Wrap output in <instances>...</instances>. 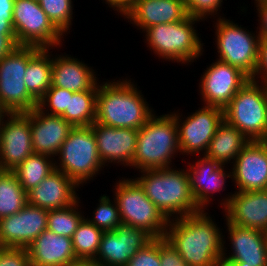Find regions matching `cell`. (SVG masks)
Listing matches in <instances>:
<instances>
[{
    "mask_svg": "<svg viewBox=\"0 0 267 266\" xmlns=\"http://www.w3.org/2000/svg\"><path fill=\"white\" fill-rule=\"evenodd\" d=\"M207 215L201 210L168 221L165 238L188 266H216L222 259L224 236Z\"/></svg>",
    "mask_w": 267,
    "mask_h": 266,
    "instance_id": "1",
    "label": "cell"
},
{
    "mask_svg": "<svg viewBox=\"0 0 267 266\" xmlns=\"http://www.w3.org/2000/svg\"><path fill=\"white\" fill-rule=\"evenodd\" d=\"M130 81L98 83L95 122L120 129L144 126L153 111Z\"/></svg>",
    "mask_w": 267,
    "mask_h": 266,
    "instance_id": "2",
    "label": "cell"
},
{
    "mask_svg": "<svg viewBox=\"0 0 267 266\" xmlns=\"http://www.w3.org/2000/svg\"><path fill=\"white\" fill-rule=\"evenodd\" d=\"M135 180L144 189L147 198L168 219L200 212L192 195L187 170L169 168L141 171ZM179 214V216H178Z\"/></svg>",
    "mask_w": 267,
    "mask_h": 266,
    "instance_id": "3",
    "label": "cell"
},
{
    "mask_svg": "<svg viewBox=\"0 0 267 266\" xmlns=\"http://www.w3.org/2000/svg\"><path fill=\"white\" fill-rule=\"evenodd\" d=\"M178 151V128L173 113L158 117L153 114L138 130L132 167L139 171L169 168Z\"/></svg>",
    "mask_w": 267,
    "mask_h": 266,
    "instance_id": "4",
    "label": "cell"
},
{
    "mask_svg": "<svg viewBox=\"0 0 267 266\" xmlns=\"http://www.w3.org/2000/svg\"><path fill=\"white\" fill-rule=\"evenodd\" d=\"M250 79L223 109L224 120L249 141H267V86Z\"/></svg>",
    "mask_w": 267,
    "mask_h": 266,
    "instance_id": "5",
    "label": "cell"
},
{
    "mask_svg": "<svg viewBox=\"0 0 267 266\" xmlns=\"http://www.w3.org/2000/svg\"><path fill=\"white\" fill-rule=\"evenodd\" d=\"M197 21L200 19L187 16L179 22L153 25L144 30L146 42L163 59L184 64L193 62L203 52V43L193 26Z\"/></svg>",
    "mask_w": 267,
    "mask_h": 266,
    "instance_id": "6",
    "label": "cell"
},
{
    "mask_svg": "<svg viewBox=\"0 0 267 266\" xmlns=\"http://www.w3.org/2000/svg\"><path fill=\"white\" fill-rule=\"evenodd\" d=\"M36 46H17L0 59V108L4 113H26L38 106L24 80L28 61L40 50Z\"/></svg>",
    "mask_w": 267,
    "mask_h": 266,
    "instance_id": "7",
    "label": "cell"
},
{
    "mask_svg": "<svg viewBox=\"0 0 267 266\" xmlns=\"http://www.w3.org/2000/svg\"><path fill=\"white\" fill-rule=\"evenodd\" d=\"M55 169L63 172L78 185L89 181L99 173L103 163L99 157L97 142L91 126L74 127L57 154Z\"/></svg>",
    "mask_w": 267,
    "mask_h": 266,
    "instance_id": "8",
    "label": "cell"
},
{
    "mask_svg": "<svg viewBox=\"0 0 267 266\" xmlns=\"http://www.w3.org/2000/svg\"><path fill=\"white\" fill-rule=\"evenodd\" d=\"M131 179H119L114 189L121 221L146 230L154 238L165 237L169 220L147 198L139 183Z\"/></svg>",
    "mask_w": 267,
    "mask_h": 266,
    "instance_id": "9",
    "label": "cell"
},
{
    "mask_svg": "<svg viewBox=\"0 0 267 266\" xmlns=\"http://www.w3.org/2000/svg\"><path fill=\"white\" fill-rule=\"evenodd\" d=\"M216 21L218 60L237 67L252 79L258 67L260 37L225 18Z\"/></svg>",
    "mask_w": 267,
    "mask_h": 266,
    "instance_id": "10",
    "label": "cell"
},
{
    "mask_svg": "<svg viewBox=\"0 0 267 266\" xmlns=\"http://www.w3.org/2000/svg\"><path fill=\"white\" fill-rule=\"evenodd\" d=\"M13 29L18 46H60L63 34L54 26L38 1L15 0Z\"/></svg>",
    "mask_w": 267,
    "mask_h": 266,
    "instance_id": "11",
    "label": "cell"
},
{
    "mask_svg": "<svg viewBox=\"0 0 267 266\" xmlns=\"http://www.w3.org/2000/svg\"><path fill=\"white\" fill-rule=\"evenodd\" d=\"M153 239L146 230L121 222L114 231L103 232L93 261L101 266H126L130 258Z\"/></svg>",
    "mask_w": 267,
    "mask_h": 266,
    "instance_id": "12",
    "label": "cell"
},
{
    "mask_svg": "<svg viewBox=\"0 0 267 266\" xmlns=\"http://www.w3.org/2000/svg\"><path fill=\"white\" fill-rule=\"evenodd\" d=\"M179 114V115H178ZM174 113L178 128V144L180 153L205 154L218 126L224 120V111L218 107L204 106L185 118L181 124L180 113Z\"/></svg>",
    "mask_w": 267,
    "mask_h": 266,
    "instance_id": "13",
    "label": "cell"
},
{
    "mask_svg": "<svg viewBox=\"0 0 267 266\" xmlns=\"http://www.w3.org/2000/svg\"><path fill=\"white\" fill-rule=\"evenodd\" d=\"M5 115L7 120H4ZM33 153L29 112L4 113L0 119V166L2 170L13 171Z\"/></svg>",
    "mask_w": 267,
    "mask_h": 266,
    "instance_id": "14",
    "label": "cell"
},
{
    "mask_svg": "<svg viewBox=\"0 0 267 266\" xmlns=\"http://www.w3.org/2000/svg\"><path fill=\"white\" fill-rule=\"evenodd\" d=\"M200 94L205 106L224 109L250 78L237 67L217 60L203 73Z\"/></svg>",
    "mask_w": 267,
    "mask_h": 266,
    "instance_id": "15",
    "label": "cell"
},
{
    "mask_svg": "<svg viewBox=\"0 0 267 266\" xmlns=\"http://www.w3.org/2000/svg\"><path fill=\"white\" fill-rule=\"evenodd\" d=\"M48 212L27 203L19 212L0 218V247L27 248L47 229Z\"/></svg>",
    "mask_w": 267,
    "mask_h": 266,
    "instance_id": "16",
    "label": "cell"
},
{
    "mask_svg": "<svg viewBox=\"0 0 267 266\" xmlns=\"http://www.w3.org/2000/svg\"><path fill=\"white\" fill-rule=\"evenodd\" d=\"M222 200L221 206L225 208L226 221L250 229L267 231V189L236 191Z\"/></svg>",
    "mask_w": 267,
    "mask_h": 266,
    "instance_id": "17",
    "label": "cell"
},
{
    "mask_svg": "<svg viewBox=\"0 0 267 266\" xmlns=\"http://www.w3.org/2000/svg\"><path fill=\"white\" fill-rule=\"evenodd\" d=\"M232 162V180L239 191L267 189V141H250Z\"/></svg>",
    "mask_w": 267,
    "mask_h": 266,
    "instance_id": "18",
    "label": "cell"
},
{
    "mask_svg": "<svg viewBox=\"0 0 267 266\" xmlns=\"http://www.w3.org/2000/svg\"><path fill=\"white\" fill-rule=\"evenodd\" d=\"M226 222L233 252L226 256L223 249L222 259L234 266H267L265 232Z\"/></svg>",
    "mask_w": 267,
    "mask_h": 266,
    "instance_id": "19",
    "label": "cell"
},
{
    "mask_svg": "<svg viewBox=\"0 0 267 266\" xmlns=\"http://www.w3.org/2000/svg\"><path fill=\"white\" fill-rule=\"evenodd\" d=\"M91 127L96 138L98 154L104 166L107 162L132 166L137 145V129H120L97 122H94Z\"/></svg>",
    "mask_w": 267,
    "mask_h": 266,
    "instance_id": "20",
    "label": "cell"
},
{
    "mask_svg": "<svg viewBox=\"0 0 267 266\" xmlns=\"http://www.w3.org/2000/svg\"><path fill=\"white\" fill-rule=\"evenodd\" d=\"M34 153L57 156L61 145L74 128L61 116L44 113L38 107L29 111Z\"/></svg>",
    "mask_w": 267,
    "mask_h": 266,
    "instance_id": "21",
    "label": "cell"
},
{
    "mask_svg": "<svg viewBox=\"0 0 267 266\" xmlns=\"http://www.w3.org/2000/svg\"><path fill=\"white\" fill-rule=\"evenodd\" d=\"M79 185L63 172L54 170L36 187L27 192V203L46 210L69 207L78 201Z\"/></svg>",
    "mask_w": 267,
    "mask_h": 266,
    "instance_id": "22",
    "label": "cell"
},
{
    "mask_svg": "<svg viewBox=\"0 0 267 266\" xmlns=\"http://www.w3.org/2000/svg\"><path fill=\"white\" fill-rule=\"evenodd\" d=\"M123 16L144 31L156 24L182 21L188 15L183 0H132Z\"/></svg>",
    "mask_w": 267,
    "mask_h": 266,
    "instance_id": "23",
    "label": "cell"
},
{
    "mask_svg": "<svg viewBox=\"0 0 267 266\" xmlns=\"http://www.w3.org/2000/svg\"><path fill=\"white\" fill-rule=\"evenodd\" d=\"M188 165L191 166L187 172L192 195L197 207L205 210L204 207L210 204L212 194L225 190L226 178H232V173H225L227 171H224L223 165L205 155L196 164Z\"/></svg>",
    "mask_w": 267,
    "mask_h": 266,
    "instance_id": "24",
    "label": "cell"
},
{
    "mask_svg": "<svg viewBox=\"0 0 267 266\" xmlns=\"http://www.w3.org/2000/svg\"><path fill=\"white\" fill-rule=\"evenodd\" d=\"M31 266H68L78 259L72 238L44 230L26 248Z\"/></svg>",
    "mask_w": 267,
    "mask_h": 266,
    "instance_id": "25",
    "label": "cell"
},
{
    "mask_svg": "<svg viewBox=\"0 0 267 266\" xmlns=\"http://www.w3.org/2000/svg\"><path fill=\"white\" fill-rule=\"evenodd\" d=\"M65 56L53 58L51 86L73 92L91 90L97 84L94 70L77 58Z\"/></svg>",
    "mask_w": 267,
    "mask_h": 266,
    "instance_id": "26",
    "label": "cell"
},
{
    "mask_svg": "<svg viewBox=\"0 0 267 266\" xmlns=\"http://www.w3.org/2000/svg\"><path fill=\"white\" fill-rule=\"evenodd\" d=\"M249 142L237 128L223 120L203 155L225 165L230 160L234 162Z\"/></svg>",
    "mask_w": 267,
    "mask_h": 266,
    "instance_id": "27",
    "label": "cell"
},
{
    "mask_svg": "<svg viewBox=\"0 0 267 266\" xmlns=\"http://www.w3.org/2000/svg\"><path fill=\"white\" fill-rule=\"evenodd\" d=\"M48 48H41L29 61L25 70L28 92L39 101L52 85V62Z\"/></svg>",
    "mask_w": 267,
    "mask_h": 266,
    "instance_id": "28",
    "label": "cell"
},
{
    "mask_svg": "<svg viewBox=\"0 0 267 266\" xmlns=\"http://www.w3.org/2000/svg\"><path fill=\"white\" fill-rule=\"evenodd\" d=\"M98 83L91 89L73 92L68 109L61 115L73 127H87L95 122Z\"/></svg>",
    "mask_w": 267,
    "mask_h": 266,
    "instance_id": "29",
    "label": "cell"
},
{
    "mask_svg": "<svg viewBox=\"0 0 267 266\" xmlns=\"http://www.w3.org/2000/svg\"><path fill=\"white\" fill-rule=\"evenodd\" d=\"M50 158L52 157L46 154L33 153L12 171L26 192L39 185L56 170L54 158L52 160Z\"/></svg>",
    "mask_w": 267,
    "mask_h": 266,
    "instance_id": "30",
    "label": "cell"
},
{
    "mask_svg": "<svg viewBox=\"0 0 267 266\" xmlns=\"http://www.w3.org/2000/svg\"><path fill=\"white\" fill-rule=\"evenodd\" d=\"M27 204V192L12 171L0 173V218L19 212Z\"/></svg>",
    "mask_w": 267,
    "mask_h": 266,
    "instance_id": "31",
    "label": "cell"
},
{
    "mask_svg": "<svg viewBox=\"0 0 267 266\" xmlns=\"http://www.w3.org/2000/svg\"><path fill=\"white\" fill-rule=\"evenodd\" d=\"M103 231L83 219L72 236L74 254L78 260H93L99 250Z\"/></svg>",
    "mask_w": 267,
    "mask_h": 266,
    "instance_id": "32",
    "label": "cell"
},
{
    "mask_svg": "<svg viewBox=\"0 0 267 266\" xmlns=\"http://www.w3.org/2000/svg\"><path fill=\"white\" fill-rule=\"evenodd\" d=\"M79 201L69 207L62 209L49 210L47 229L53 231L57 235L72 238L74 232L77 230L78 225L85 218L81 215L77 207Z\"/></svg>",
    "mask_w": 267,
    "mask_h": 266,
    "instance_id": "33",
    "label": "cell"
},
{
    "mask_svg": "<svg viewBox=\"0 0 267 266\" xmlns=\"http://www.w3.org/2000/svg\"><path fill=\"white\" fill-rule=\"evenodd\" d=\"M38 2L50 21L64 36L72 23V0H39Z\"/></svg>",
    "mask_w": 267,
    "mask_h": 266,
    "instance_id": "34",
    "label": "cell"
},
{
    "mask_svg": "<svg viewBox=\"0 0 267 266\" xmlns=\"http://www.w3.org/2000/svg\"><path fill=\"white\" fill-rule=\"evenodd\" d=\"M99 202L97 209L93 212L94 217L92 219L87 218V220L103 232L114 231L122 222L116 201L114 200V204H112L109 197L103 195Z\"/></svg>",
    "mask_w": 267,
    "mask_h": 266,
    "instance_id": "35",
    "label": "cell"
},
{
    "mask_svg": "<svg viewBox=\"0 0 267 266\" xmlns=\"http://www.w3.org/2000/svg\"><path fill=\"white\" fill-rule=\"evenodd\" d=\"M72 95L73 91L51 86L44 96L38 101L37 107L46 114L61 116L65 110L68 109L69 96ZM46 106L48 107V110L50 108V113L45 108Z\"/></svg>",
    "mask_w": 267,
    "mask_h": 266,
    "instance_id": "36",
    "label": "cell"
},
{
    "mask_svg": "<svg viewBox=\"0 0 267 266\" xmlns=\"http://www.w3.org/2000/svg\"><path fill=\"white\" fill-rule=\"evenodd\" d=\"M126 266H161L160 238H154L130 258Z\"/></svg>",
    "mask_w": 267,
    "mask_h": 266,
    "instance_id": "37",
    "label": "cell"
},
{
    "mask_svg": "<svg viewBox=\"0 0 267 266\" xmlns=\"http://www.w3.org/2000/svg\"><path fill=\"white\" fill-rule=\"evenodd\" d=\"M187 15L190 17L205 19L220 9L223 0H183Z\"/></svg>",
    "mask_w": 267,
    "mask_h": 266,
    "instance_id": "38",
    "label": "cell"
},
{
    "mask_svg": "<svg viewBox=\"0 0 267 266\" xmlns=\"http://www.w3.org/2000/svg\"><path fill=\"white\" fill-rule=\"evenodd\" d=\"M0 266H31L27 249L0 247Z\"/></svg>",
    "mask_w": 267,
    "mask_h": 266,
    "instance_id": "39",
    "label": "cell"
},
{
    "mask_svg": "<svg viewBox=\"0 0 267 266\" xmlns=\"http://www.w3.org/2000/svg\"><path fill=\"white\" fill-rule=\"evenodd\" d=\"M160 263L161 266H188L165 237L160 238Z\"/></svg>",
    "mask_w": 267,
    "mask_h": 266,
    "instance_id": "40",
    "label": "cell"
},
{
    "mask_svg": "<svg viewBox=\"0 0 267 266\" xmlns=\"http://www.w3.org/2000/svg\"><path fill=\"white\" fill-rule=\"evenodd\" d=\"M15 0H0V35L15 36L13 8Z\"/></svg>",
    "mask_w": 267,
    "mask_h": 266,
    "instance_id": "41",
    "label": "cell"
},
{
    "mask_svg": "<svg viewBox=\"0 0 267 266\" xmlns=\"http://www.w3.org/2000/svg\"><path fill=\"white\" fill-rule=\"evenodd\" d=\"M256 78H263L260 84L267 86V39H260L258 67L252 80L257 81Z\"/></svg>",
    "mask_w": 267,
    "mask_h": 266,
    "instance_id": "42",
    "label": "cell"
},
{
    "mask_svg": "<svg viewBox=\"0 0 267 266\" xmlns=\"http://www.w3.org/2000/svg\"><path fill=\"white\" fill-rule=\"evenodd\" d=\"M256 7L261 23L258 36L260 37V39H267V2L259 3L256 5Z\"/></svg>",
    "mask_w": 267,
    "mask_h": 266,
    "instance_id": "43",
    "label": "cell"
},
{
    "mask_svg": "<svg viewBox=\"0 0 267 266\" xmlns=\"http://www.w3.org/2000/svg\"><path fill=\"white\" fill-rule=\"evenodd\" d=\"M17 46L15 36L0 35V59L11 53Z\"/></svg>",
    "mask_w": 267,
    "mask_h": 266,
    "instance_id": "44",
    "label": "cell"
},
{
    "mask_svg": "<svg viewBox=\"0 0 267 266\" xmlns=\"http://www.w3.org/2000/svg\"><path fill=\"white\" fill-rule=\"evenodd\" d=\"M105 2L110 5L113 10H117L118 13L124 14L130 7L132 0H105Z\"/></svg>",
    "mask_w": 267,
    "mask_h": 266,
    "instance_id": "45",
    "label": "cell"
},
{
    "mask_svg": "<svg viewBox=\"0 0 267 266\" xmlns=\"http://www.w3.org/2000/svg\"><path fill=\"white\" fill-rule=\"evenodd\" d=\"M68 266H101L99 263L93 260H78Z\"/></svg>",
    "mask_w": 267,
    "mask_h": 266,
    "instance_id": "46",
    "label": "cell"
},
{
    "mask_svg": "<svg viewBox=\"0 0 267 266\" xmlns=\"http://www.w3.org/2000/svg\"><path fill=\"white\" fill-rule=\"evenodd\" d=\"M216 266H234L233 264L221 259L217 262Z\"/></svg>",
    "mask_w": 267,
    "mask_h": 266,
    "instance_id": "47",
    "label": "cell"
},
{
    "mask_svg": "<svg viewBox=\"0 0 267 266\" xmlns=\"http://www.w3.org/2000/svg\"><path fill=\"white\" fill-rule=\"evenodd\" d=\"M256 2V4H259V3H262V2H267V0H255Z\"/></svg>",
    "mask_w": 267,
    "mask_h": 266,
    "instance_id": "48",
    "label": "cell"
},
{
    "mask_svg": "<svg viewBox=\"0 0 267 266\" xmlns=\"http://www.w3.org/2000/svg\"><path fill=\"white\" fill-rule=\"evenodd\" d=\"M3 114H4V112L0 108V119H1V117H2Z\"/></svg>",
    "mask_w": 267,
    "mask_h": 266,
    "instance_id": "49",
    "label": "cell"
}]
</instances>
